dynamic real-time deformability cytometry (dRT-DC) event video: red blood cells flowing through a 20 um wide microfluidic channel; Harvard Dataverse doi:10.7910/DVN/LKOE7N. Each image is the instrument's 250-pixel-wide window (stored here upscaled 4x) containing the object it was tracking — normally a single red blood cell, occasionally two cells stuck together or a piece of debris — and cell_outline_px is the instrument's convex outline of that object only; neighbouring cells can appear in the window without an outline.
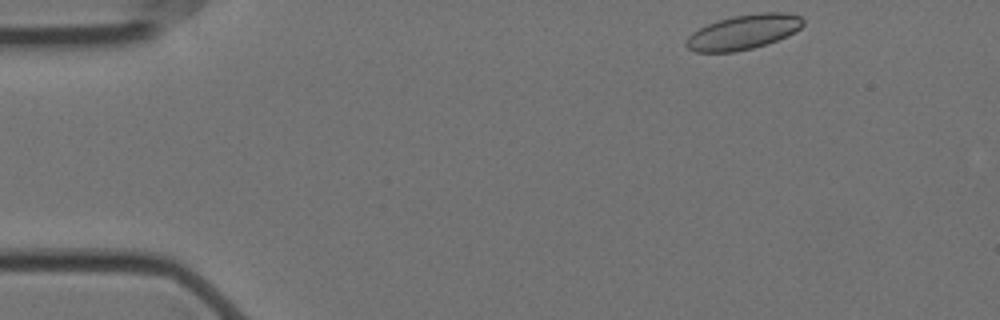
{"species": "Egyptian fruit bat (a non-hibernating species)", "species_latin": "Rousettus aegyptiacus", "temperature_condition": "cold", "stored_images_in_passage": 51, "camera_frame_rate_fps": 3000, "um_per_image_px": 0.085, "animal": {"sex": "female"}, "frame": {"image": 1, "passage_image": 1, "time_ms": 0.0, "image_size_px": [1000, 320], "cell_outline_px": [[804, 24], [800, 28], [776, 40], [752, 48], [736, 52], [696, 52], [688, 48], [684, 44], [688, 36], [692, 32], [708, 24], [732, 16], [760, 12], [784, 12], [800, 16], [804, 20]], "centroid_in_image_um": [63.17, 2.72], "position_along_channel_um": 21.8, "area_um2": 23.41}}
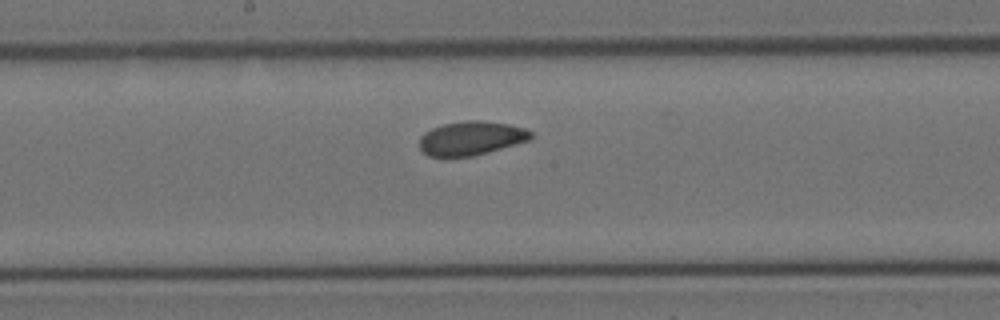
{"frame": {"image": 2, "passage_image": 24, "time_ms": 7.667, "image_size_px": [1000, 320], "cell_outline_px": [[532, 136], [528, 140], [488, 152], [472, 156], [428, 156], [420, 148], [420, 136], [424, 132], [432, 128], [444, 124], [464, 120], [480, 120], [508, 124], [524, 128], [532, 132]], "centroid_in_image_um": [40.02, 11.73], "position_along_channel_um": 208.2, "area_um2": 21.79}}
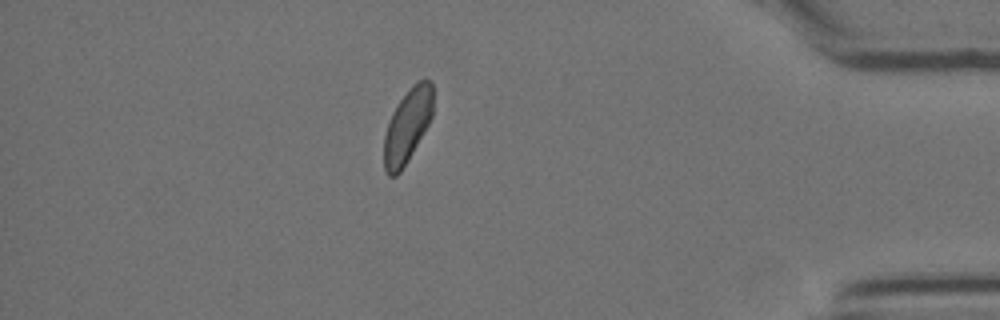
{"frame": {"image": 3, "passage_image": 44, "time_ms": 14.333, "image_size_px": [1000, 320], "cell_outline_px": [[432, 116], [428, 124], [408, 160], [400, 172], [396, 176], [388, 176], [384, 168], [384, 136], [392, 112], [400, 100], [412, 84], [424, 76], [432, 84]], "centroid_in_image_um": [34.62, 10.68], "position_along_channel_um": 400.6, "area_um2": 20.92}, "authors_computed_cell_mechanics": {"area_um2": 22.253, "velocity_mm_per_s": 3.4927, "shape_relaxation_time_tau1_ms": 5.5715, "shape_relaxation_time_tau2_ms": 5.3172, "deformation_change_tau1": 0.0864, "deformation_change_tau2": 0.0719}}